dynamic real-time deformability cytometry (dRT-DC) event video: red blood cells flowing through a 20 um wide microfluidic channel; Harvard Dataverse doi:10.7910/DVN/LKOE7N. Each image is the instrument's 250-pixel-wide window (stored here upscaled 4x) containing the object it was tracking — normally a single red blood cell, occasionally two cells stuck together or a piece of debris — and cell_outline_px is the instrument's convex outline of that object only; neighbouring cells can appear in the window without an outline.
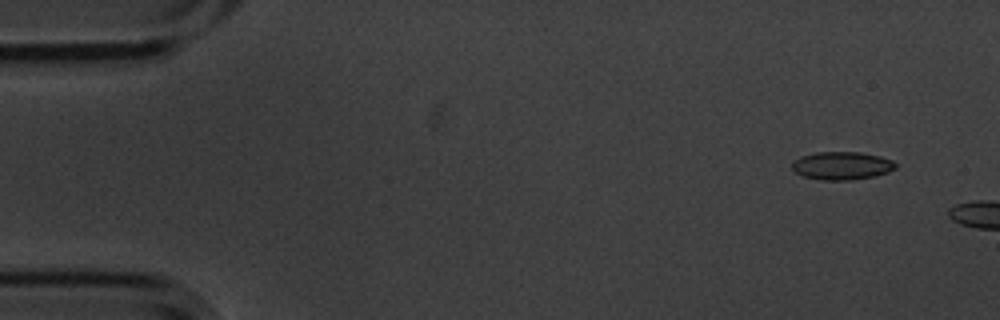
{"species": "common noctule bat (a hibernating species)", "species_latin": "Nyctalus noctula", "temperature_condition": "cold", "stored_images_in_passage": 3, "camera_frame_rate_fps": 3000, "um_per_image_px": 0.085, "animal": {"sex": "male", "body_mass_g": 20.1, "forearm_length_mm": 53.5}, "frame": {"image": 1, "passage_image": 1, "time_ms": 0.0, "image_size_px": [1000, 320], "cell_outline_px": [[896, 168], [888, 172], [872, 176], [848, 180], [824, 180], [804, 176], [796, 172], [792, 168], [792, 160], [800, 156], [816, 152], [860, 152], [880, 156], [892, 160], [896, 164]], "centroid_in_image_um": [71.54, 14.07], "position_along_channel_um": 13.5, "area_um2": 16.82}}